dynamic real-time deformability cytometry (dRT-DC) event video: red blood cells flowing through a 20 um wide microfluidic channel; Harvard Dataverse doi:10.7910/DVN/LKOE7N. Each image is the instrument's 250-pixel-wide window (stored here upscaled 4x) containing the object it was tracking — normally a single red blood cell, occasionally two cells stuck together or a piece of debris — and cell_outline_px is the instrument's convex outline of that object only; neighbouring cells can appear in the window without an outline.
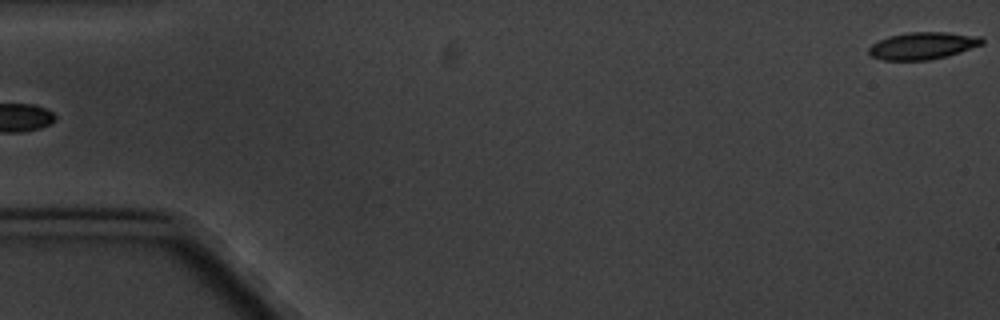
{"species": "common noctule bat (a hibernating species)", "species_latin": "Nyctalus noctula", "temperature_condition": "cold", "stored_images_in_passage": 6, "camera_frame_rate_fps": 3000, "um_per_image_px": 0.085, "animal": {"sex": "male", "body_mass_g": 20.1, "forearm_length_mm": 53.5}, "frame": {"image": 1, "passage_image": 6, "time_ms": 5.667, "image_size_px": [1000, 320], "cell_outline_px": [[984, 44], [948, 56], [928, 60], [884, 60], [872, 56], [868, 52], [868, 48], [872, 44], [888, 36], [908, 32], [948, 32], [980, 36], [984, 40]], "centroid_in_image_um": [78.46, 3.88], "position_along_channel_um": 6.5, "area_um2": 17.98}}